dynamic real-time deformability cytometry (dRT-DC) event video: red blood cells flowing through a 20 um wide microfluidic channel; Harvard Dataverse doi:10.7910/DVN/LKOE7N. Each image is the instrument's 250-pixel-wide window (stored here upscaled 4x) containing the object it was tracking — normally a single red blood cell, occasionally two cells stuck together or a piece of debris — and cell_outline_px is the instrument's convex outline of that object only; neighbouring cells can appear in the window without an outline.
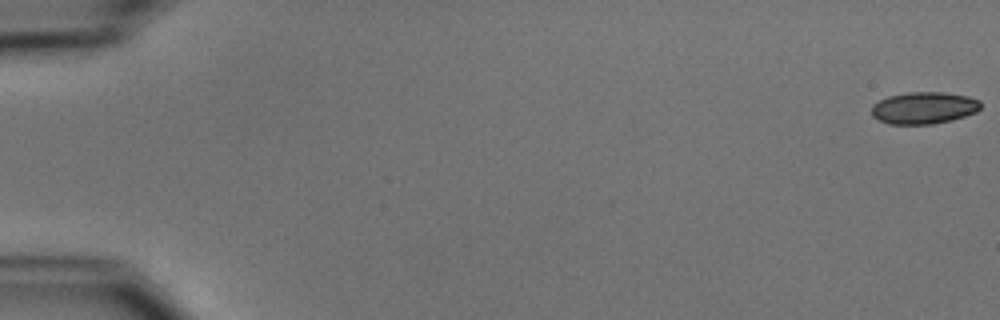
{"species": "common noctule bat (a hibernating species)", "species_latin": "Nyctalus noctula", "temperature_condition": "cold", "stored_images_in_passage": 55, "camera_frame_rate_fps": 3000, "um_per_image_px": 0.085, "animal": {"sex": "male", "body_mass_g": 15.6}, "frame": {"image": 1, "passage_image": 1, "time_ms": 0.0, "image_size_px": [1000, 320], "cell_outline_px": [[980, 108], [976, 112], [952, 120], [932, 124], [888, 124], [872, 116], [872, 104], [888, 96], [908, 92], [944, 92], [968, 96], [980, 100]], "centroid_in_image_um": [78.53, 9.17], "position_along_channel_um": 6.5, "area_um2": 20.35}}
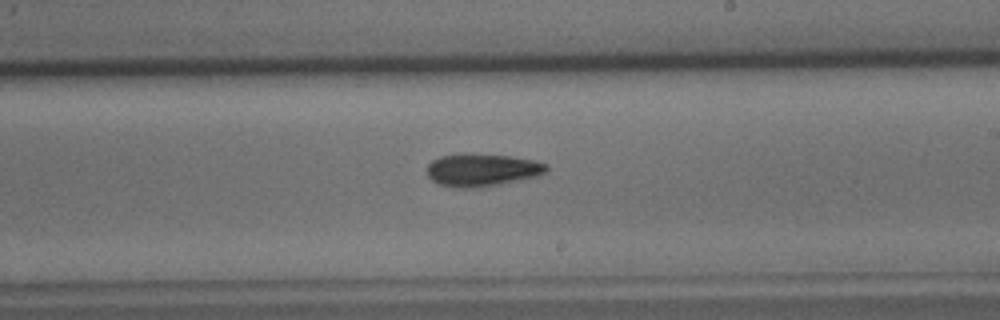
{"frame": {"image": 2, "passage_image": 33, "time_ms": 10.667, "image_size_px": [1000, 320], "cell_outline_px": [[548, 168], [540, 176], [480, 188], [456, 188], [440, 184], [432, 180], [428, 176], [428, 164], [432, 160], [440, 156], [460, 152], [472, 152], [508, 156], [536, 160], [548, 164]], "centroid_in_image_um": [40.98, 14.43], "position_along_channel_um": 248.0, "area_um2": 23.29}}
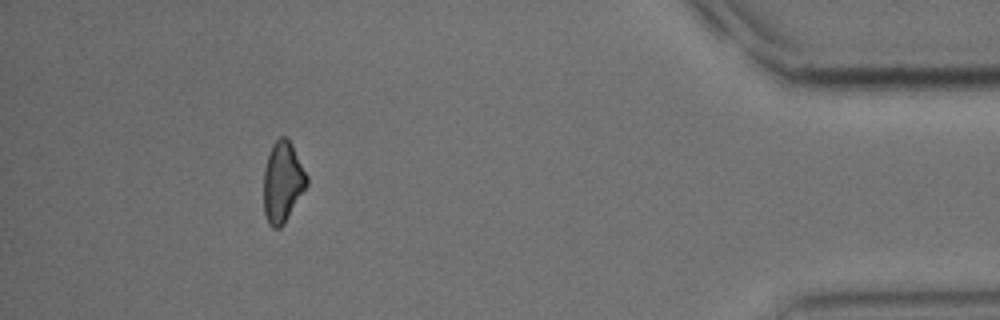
{"frame": {"image": 3, "passage_image": 50, "time_ms": 16.333, "image_size_px": [1000, 320], "cell_outline_px": [[308, 184], [284, 224], [280, 228], [272, 228], [268, 224], [264, 212], [264, 168], [272, 144], [280, 136], [288, 136], [308, 176]], "centroid_in_image_um": [24.03, 15.46], "position_along_channel_um": 411.2, "area_um2": 20.4}, "authors_computed_cell_mechanics": {"area_um2": 21.2704, "velocity_mm_per_s": 3.7641, "shape_relaxation_time_tau1_ms": 4.202, "shape_relaxation_time_tau2_ms": null, "deformation_change_tau1": 0.1091, "deformation_change_tau2": null}}